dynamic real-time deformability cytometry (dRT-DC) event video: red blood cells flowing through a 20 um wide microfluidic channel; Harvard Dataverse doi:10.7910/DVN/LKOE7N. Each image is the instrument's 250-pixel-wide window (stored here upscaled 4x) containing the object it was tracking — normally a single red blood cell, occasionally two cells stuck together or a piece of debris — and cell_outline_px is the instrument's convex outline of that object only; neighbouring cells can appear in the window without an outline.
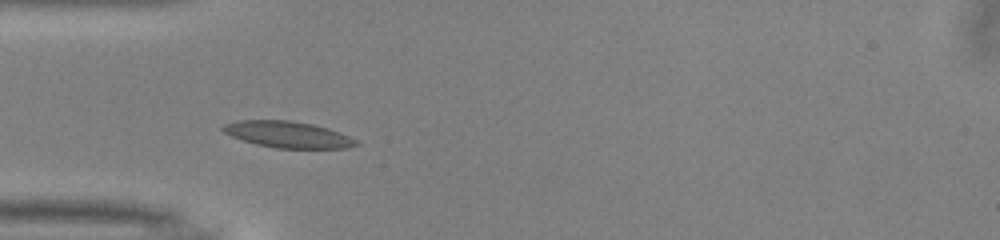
{"species": "common noctule bat (a hibernating species)", "species_latin": "Nyctalus noctula", "temperature_condition": "warm", "stored_images_in_passage": 36, "camera_frame_rate_fps": 3000, "um_per_image_px": 0.085, "animal": {"sex": "male", "body_mass_g": 13.0, "forearm_length_mm": 53.1}, "frame": {"image": 1, "passage_image": 1, "time_ms": 0.0, "image_size_px": [1000, 240], "cell_outline_px": [[360, 144], [348, 148], [276, 148], [256, 144], [232, 136], [224, 132], [220, 128], [224, 124], [240, 120], [288, 120], [312, 124], [328, 128], [340, 132], [356, 140]], "centroid_in_image_um": [24.47, 11.43], "position_along_channel_um": 60.5, "area_um2": 20.35}}
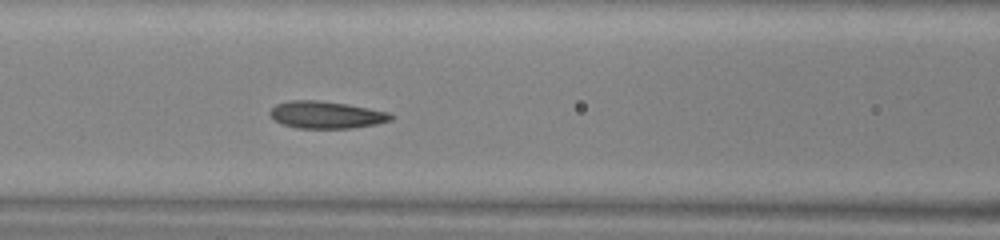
{"frame": {"image": 2, "passage_image": 7, "time_ms": 2.0, "image_size_px": [1000, 240], "cell_outline_px": [[396, 116], [392, 120], [376, 124], [352, 128], [296, 128], [272, 120], [268, 112], [276, 104], [292, 100], [316, 100], [344, 104], [368, 108], [388, 112]], "centroid_in_image_um": [27.72, 9.77], "position_along_channel_um": 138.9, "area_um2": 19.13}}
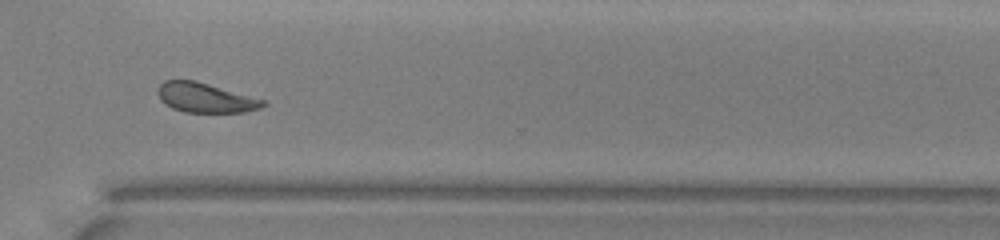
{"frame": {"image": 3, "passage_image": 23, "time_ms": 7.333, "image_size_px": [1000, 240], "cell_outline_px": [[268, 104], [260, 108], [244, 112], [184, 112], [172, 108], [164, 104], [160, 100], [156, 92], [156, 88], [164, 80], [196, 80], [264, 100]], "centroid_in_image_um": [17.4, 8.3], "position_along_channel_um": 353.2, "area_um2": 18.26}, "authors_computed_cell_mechanics": {"area_um2": 19.1896, "velocity_mm_per_s": 4.0167, "shape_relaxation_time_tau1_ms": 3.1469, "shape_relaxation_time_tau2_ms": 1.4895, "deformation_change_tau1": 0.1339, "deformation_change_tau2": 0.0773}}